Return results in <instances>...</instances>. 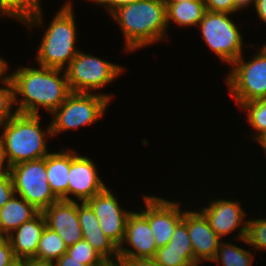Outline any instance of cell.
Wrapping results in <instances>:
<instances>
[{"mask_svg": "<svg viewBox=\"0 0 266 266\" xmlns=\"http://www.w3.org/2000/svg\"><path fill=\"white\" fill-rule=\"evenodd\" d=\"M40 0H0V16L15 18L27 27H42L43 14Z\"/></svg>", "mask_w": 266, "mask_h": 266, "instance_id": "20", "label": "cell"}, {"mask_svg": "<svg viewBox=\"0 0 266 266\" xmlns=\"http://www.w3.org/2000/svg\"><path fill=\"white\" fill-rule=\"evenodd\" d=\"M182 220L187 224L196 266L204 261H212L216 256L221 238L210 227L208 220L200 211L189 210L183 212Z\"/></svg>", "mask_w": 266, "mask_h": 266, "instance_id": "15", "label": "cell"}, {"mask_svg": "<svg viewBox=\"0 0 266 266\" xmlns=\"http://www.w3.org/2000/svg\"><path fill=\"white\" fill-rule=\"evenodd\" d=\"M78 218L82 231L99 230V221L86 202L78 204Z\"/></svg>", "mask_w": 266, "mask_h": 266, "instance_id": "31", "label": "cell"}, {"mask_svg": "<svg viewBox=\"0 0 266 266\" xmlns=\"http://www.w3.org/2000/svg\"><path fill=\"white\" fill-rule=\"evenodd\" d=\"M143 199L146 208L128 215L124 239L118 248L119 257L154 258L156 255L158 247L148 222V196L144 195ZM124 243L133 250L124 247Z\"/></svg>", "mask_w": 266, "mask_h": 266, "instance_id": "10", "label": "cell"}, {"mask_svg": "<svg viewBox=\"0 0 266 266\" xmlns=\"http://www.w3.org/2000/svg\"><path fill=\"white\" fill-rule=\"evenodd\" d=\"M5 156L9 166L46 157L47 137H53L51 124L46 130L40 126L39 115L16 113L0 125ZM46 137V139H45Z\"/></svg>", "mask_w": 266, "mask_h": 266, "instance_id": "3", "label": "cell"}, {"mask_svg": "<svg viewBox=\"0 0 266 266\" xmlns=\"http://www.w3.org/2000/svg\"><path fill=\"white\" fill-rule=\"evenodd\" d=\"M154 259L158 266H196L186 251L167 250V245L157 249Z\"/></svg>", "mask_w": 266, "mask_h": 266, "instance_id": "30", "label": "cell"}, {"mask_svg": "<svg viewBox=\"0 0 266 266\" xmlns=\"http://www.w3.org/2000/svg\"><path fill=\"white\" fill-rule=\"evenodd\" d=\"M112 100L111 94L71 92L66 100L50 115L53 137L56 134L91 125L104 116Z\"/></svg>", "mask_w": 266, "mask_h": 266, "instance_id": "5", "label": "cell"}, {"mask_svg": "<svg viewBox=\"0 0 266 266\" xmlns=\"http://www.w3.org/2000/svg\"><path fill=\"white\" fill-rule=\"evenodd\" d=\"M252 3L255 4V0H235L236 12L244 9V7L247 8Z\"/></svg>", "mask_w": 266, "mask_h": 266, "instance_id": "42", "label": "cell"}, {"mask_svg": "<svg viewBox=\"0 0 266 266\" xmlns=\"http://www.w3.org/2000/svg\"><path fill=\"white\" fill-rule=\"evenodd\" d=\"M61 73L62 69L42 66L37 69L34 66L15 69L10 76L14 86L17 113L39 115L41 107L50 114L56 110L71 93L65 69L63 75Z\"/></svg>", "mask_w": 266, "mask_h": 266, "instance_id": "1", "label": "cell"}, {"mask_svg": "<svg viewBox=\"0 0 266 266\" xmlns=\"http://www.w3.org/2000/svg\"><path fill=\"white\" fill-rule=\"evenodd\" d=\"M66 252L67 246L64 241L56 232L46 226L39 240L36 256L33 260L54 263Z\"/></svg>", "mask_w": 266, "mask_h": 266, "instance_id": "22", "label": "cell"}, {"mask_svg": "<svg viewBox=\"0 0 266 266\" xmlns=\"http://www.w3.org/2000/svg\"><path fill=\"white\" fill-rule=\"evenodd\" d=\"M165 3L168 24L167 27H169L171 22H174L182 27L198 26L207 11L204 0Z\"/></svg>", "mask_w": 266, "mask_h": 266, "instance_id": "21", "label": "cell"}, {"mask_svg": "<svg viewBox=\"0 0 266 266\" xmlns=\"http://www.w3.org/2000/svg\"><path fill=\"white\" fill-rule=\"evenodd\" d=\"M96 266H122V262L119 258L105 259L102 263H100Z\"/></svg>", "mask_w": 266, "mask_h": 266, "instance_id": "43", "label": "cell"}, {"mask_svg": "<svg viewBox=\"0 0 266 266\" xmlns=\"http://www.w3.org/2000/svg\"><path fill=\"white\" fill-rule=\"evenodd\" d=\"M254 8L257 16L266 23V0H255Z\"/></svg>", "mask_w": 266, "mask_h": 266, "instance_id": "39", "label": "cell"}, {"mask_svg": "<svg viewBox=\"0 0 266 266\" xmlns=\"http://www.w3.org/2000/svg\"><path fill=\"white\" fill-rule=\"evenodd\" d=\"M85 239L105 259L119 257L118 247L105 235L101 228L93 231H82Z\"/></svg>", "mask_w": 266, "mask_h": 266, "instance_id": "25", "label": "cell"}, {"mask_svg": "<svg viewBox=\"0 0 266 266\" xmlns=\"http://www.w3.org/2000/svg\"><path fill=\"white\" fill-rule=\"evenodd\" d=\"M111 17L120 26L125 51L133 52L167 38L169 28L163 0H138L118 8Z\"/></svg>", "mask_w": 266, "mask_h": 266, "instance_id": "2", "label": "cell"}, {"mask_svg": "<svg viewBox=\"0 0 266 266\" xmlns=\"http://www.w3.org/2000/svg\"><path fill=\"white\" fill-rule=\"evenodd\" d=\"M122 266H158L154 258L118 257Z\"/></svg>", "mask_w": 266, "mask_h": 266, "instance_id": "36", "label": "cell"}, {"mask_svg": "<svg viewBox=\"0 0 266 266\" xmlns=\"http://www.w3.org/2000/svg\"><path fill=\"white\" fill-rule=\"evenodd\" d=\"M180 204L157 196H148V222L158 248L167 245L176 225L183 219Z\"/></svg>", "mask_w": 266, "mask_h": 266, "instance_id": "14", "label": "cell"}, {"mask_svg": "<svg viewBox=\"0 0 266 266\" xmlns=\"http://www.w3.org/2000/svg\"><path fill=\"white\" fill-rule=\"evenodd\" d=\"M199 211L205 216L210 227L221 239L238 229L239 235L235 239L245 242L248 220L244 219L246 218V212L241 208L240 202L216 199L211 201L208 206L200 208Z\"/></svg>", "mask_w": 266, "mask_h": 266, "instance_id": "12", "label": "cell"}, {"mask_svg": "<svg viewBox=\"0 0 266 266\" xmlns=\"http://www.w3.org/2000/svg\"><path fill=\"white\" fill-rule=\"evenodd\" d=\"M9 70L7 61L0 57V81H4L9 75L6 74Z\"/></svg>", "mask_w": 266, "mask_h": 266, "instance_id": "41", "label": "cell"}, {"mask_svg": "<svg viewBox=\"0 0 266 266\" xmlns=\"http://www.w3.org/2000/svg\"><path fill=\"white\" fill-rule=\"evenodd\" d=\"M39 212L23 197L14 194L0 209V237H7L23 223L34 218Z\"/></svg>", "mask_w": 266, "mask_h": 266, "instance_id": "18", "label": "cell"}, {"mask_svg": "<svg viewBox=\"0 0 266 266\" xmlns=\"http://www.w3.org/2000/svg\"><path fill=\"white\" fill-rule=\"evenodd\" d=\"M241 108L245 112L247 111L248 122L257 132L256 135H252L253 140H256L261 134L266 132V99L246 102Z\"/></svg>", "mask_w": 266, "mask_h": 266, "instance_id": "24", "label": "cell"}, {"mask_svg": "<svg viewBox=\"0 0 266 266\" xmlns=\"http://www.w3.org/2000/svg\"><path fill=\"white\" fill-rule=\"evenodd\" d=\"M55 266H86L81 264L80 261L73 259L69 254L64 253L56 262L53 263Z\"/></svg>", "mask_w": 266, "mask_h": 266, "instance_id": "37", "label": "cell"}, {"mask_svg": "<svg viewBox=\"0 0 266 266\" xmlns=\"http://www.w3.org/2000/svg\"><path fill=\"white\" fill-rule=\"evenodd\" d=\"M138 0H95L94 2L98 5H100L101 7H107L106 11L109 12V14L111 15L115 10H117L118 8L131 4L133 2H136Z\"/></svg>", "mask_w": 266, "mask_h": 266, "instance_id": "35", "label": "cell"}, {"mask_svg": "<svg viewBox=\"0 0 266 266\" xmlns=\"http://www.w3.org/2000/svg\"><path fill=\"white\" fill-rule=\"evenodd\" d=\"M46 227V221L42 212L34 218L23 223L7 236L11 243L15 257L20 261L23 259H33Z\"/></svg>", "mask_w": 266, "mask_h": 266, "instance_id": "17", "label": "cell"}, {"mask_svg": "<svg viewBox=\"0 0 266 266\" xmlns=\"http://www.w3.org/2000/svg\"><path fill=\"white\" fill-rule=\"evenodd\" d=\"M73 10L72 3L65 2L45 30L36 54L39 66L64 70L79 52Z\"/></svg>", "mask_w": 266, "mask_h": 266, "instance_id": "4", "label": "cell"}, {"mask_svg": "<svg viewBox=\"0 0 266 266\" xmlns=\"http://www.w3.org/2000/svg\"><path fill=\"white\" fill-rule=\"evenodd\" d=\"M10 174L15 194L38 211L42 212L59 200L48 184L46 157L15 164L10 167Z\"/></svg>", "mask_w": 266, "mask_h": 266, "instance_id": "9", "label": "cell"}, {"mask_svg": "<svg viewBox=\"0 0 266 266\" xmlns=\"http://www.w3.org/2000/svg\"><path fill=\"white\" fill-rule=\"evenodd\" d=\"M231 243L222 240L216 256L211 262H216L222 266H252L254 255L249 250Z\"/></svg>", "mask_w": 266, "mask_h": 266, "instance_id": "23", "label": "cell"}, {"mask_svg": "<svg viewBox=\"0 0 266 266\" xmlns=\"http://www.w3.org/2000/svg\"><path fill=\"white\" fill-rule=\"evenodd\" d=\"M66 253L86 266H96L105 260L85 239L67 247Z\"/></svg>", "mask_w": 266, "mask_h": 266, "instance_id": "26", "label": "cell"}, {"mask_svg": "<svg viewBox=\"0 0 266 266\" xmlns=\"http://www.w3.org/2000/svg\"><path fill=\"white\" fill-rule=\"evenodd\" d=\"M18 261L9 239L7 237H0V266H13Z\"/></svg>", "mask_w": 266, "mask_h": 266, "instance_id": "34", "label": "cell"}, {"mask_svg": "<svg viewBox=\"0 0 266 266\" xmlns=\"http://www.w3.org/2000/svg\"><path fill=\"white\" fill-rule=\"evenodd\" d=\"M206 10L234 14L236 12L235 0H204Z\"/></svg>", "mask_w": 266, "mask_h": 266, "instance_id": "33", "label": "cell"}, {"mask_svg": "<svg viewBox=\"0 0 266 266\" xmlns=\"http://www.w3.org/2000/svg\"><path fill=\"white\" fill-rule=\"evenodd\" d=\"M117 200L111 189L106 187L86 203L96 215L102 231L119 248L124 239L128 215L132 211L122 209Z\"/></svg>", "mask_w": 266, "mask_h": 266, "instance_id": "11", "label": "cell"}, {"mask_svg": "<svg viewBox=\"0 0 266 266\" xmlns=\"http://www.w3.org/2000/svg\"><path fill=\"white\" fill-rule=\"evenodd\" d=\"M20 261L23 263V266H55L53 263L41 262L33 259H23Z\"/></svg>", "mask_w": 266, "mask_h": 266, "instance_id": "40", "label": "cell"}, {"mask_svg": "<svg viewBox=\"0 0 266 266\" xmlns=\"http://www.w3.org/2000/svg\"><path fill=\"white\" fill-rule=\"evenodd\" d=\"M13 266H23V263L21 261H18Z\"/></svg>", "mask_w": 266, "mask_h": 266, "instance_id": "46", "label": "cell"}, {"mask_svg": "<svg viewBox=\"0 0 266 266\" xmlns=\"http://www.w3.org/2000/svg\"><path fill=\"white\" fill-rule=\"evenodd\" d=\"M248 62L243 56L231 64L227 86L239 108L246 102L266 99V43Z\"/></svg>", "mask_w": 266, "mask_h": 266, "instance_id": "6", "label": "cell"}, {"mask_svg": "<svg viewBox=\"0 0 266 266\" xmlns=\"http://www.w3.org/2000/svg\"><path fill=\"white\" fill-rule=\"evenodd\" d=\"M65 72L71 92L91 93L111 83L124 72V68L79 51Z\"/></svg>", "mask_w": 266, "mask_h": 266, "instance_id": "8", "label": "cell"}, {"mask_svg": "<svg viewBox=\"0 0 266 266\" xmlns=\"http://www.w3.org/2000/svg\"><path fill=\"white\" fill-rule=\"evenodd\" d=\"M2 85L4 87H0V125L17 113V111L12 108L15 105L14 86L10 75L2 81Z\"/></svg>", "mask_w": 266, "mask_h": 266, "instance_id": "28", "label": "cell"}, {"mask_svg": "<svg viewBox=\"0 0 266 266\" xmlns=\"http://www.w3.org/2000/svg\"><path fill=\"white\" fill-rule=\"evenodd\" d=\"M164 2H182V1H192V0H163Z\"/></svg>", "mask_w": 266, "mask_h": 266, "instance_id": "45", "label": "cell"}, {"mask_svg": "<svg viewBox=\"0 0 266 266\" xmlns=\"http://www.w3.org/2000/svg\"><path fill=\"white\" fill-rule=\"evenodd\" d=\"M15 194L10 172L0 174V209Z\"/></svg>", "mask_w": 266, "mask_h": 266, "instance_id": "32", "label": "cell"}, {"mask_svg": "<svg viewBox=\"0 0 266 266\" xmlns=\"http://www.w3.org/2000/svg\"><path fill=\"white\" fill-rule=\"evenodd\" d=\"M5 172H10V166L5 156L4 143L0 135V174Z\"/></svg>", "mask_w": 266, "mask_h": 266, "instance_id": "38", "label": "cell"}, {"mask_svg": "<svg viewBox=\"0 0 266 266\" xmlns=\"http://www.w3.org/2000/svg\"><path fill=\"white\" fill-rule=\"evenodd\" d=\"M167 250L186 251V255L194 262V253L187 229V224L181 220L167 244Z\"/></svg>", "mask_w": 266, "mask_h": 266, "instance_id": "29", "label": "cell"}, {"mask_svg": "<svg viewBox=\"0 0 266 266\" xmlns=\"http://www.w3.org/2000/svg\"><path fill=\"white\" fill-rule=\"evenodd\" d=\"M69 151V152H68ZM61 149L58 152H49L46 156V170L48 184L59 200L68 201V178L70 169V150Z\"/></svg>", "mask_w": 266, "mask_h": 266, "instance_id": "19", "label": "cell"}, {"mask_svg": "<svg viewBox=\"0 0 266 266\" xmlns=\"http://www.w3.org/2000/svg\"><path fill=\"white\" fill-rule=\"evenodd\" d=\"M46 226L56 232L67 247L83 239L78 218V202L58 200L42 211Z\"/></svg>", "mask_w": 266, "mask_h": 266, "instance_id": "16", "label": "cell"}, {"mask_svg": "<svg viewBox=\"0 0 266 266\" xmlns=\"http://www.w3.org/2000/svg\"><path fill=\"white\" fill-rule=\"evenodd\" d=\"M68 173V201H74L69 197L73 195L79 202H86L107 187L99 177L93 160L73 150H70Z\"/></svg>", "mask_w": 266, "mask_h": 266, "instance_id": "13", "label": "cell"}, {"mask_svg": "<svg viewBox=\"0 0 266 266\" xmlns=\"http://www.w3.org/2000/svg\"><path fill=\"white\" fill-rule=\"evenodd\" d=\"M245 243L266 250V218H256L247 221Z\"/></svg>", "mask_w": 266, "mask_h": 266, "instance_id": "27", "label": "cell"}, {"mask_svg": "<svg viewBox=\"0 0 266 266\" xmlns=\"http://www.w3.org/2000/svg\"><path fill=\"white\" fill-rule=\"evenodd\" d=\"M255 141L258 142L259 145L266 152V132H264L263 134H261Z\"/></svg>", "mask_w": 266, "mask_h": 266, "instance_id": "44", "label": "cell"}, {"mask_svg": "<svg viewBox=\"0 0 266 266\" xmlns=\"http://www.w3.org/2000/svg\"><path fill=\"white\" fill-rule=\"evenodd\" d=\"M232 14L206 11L197 27L202 39L221 61L231 65L243 55L240 28L229 18Z\"/></svg>", "mask_w": 266, "mask_h": 266, "instance_id": "7", "label": "cell"}]
</instances>
